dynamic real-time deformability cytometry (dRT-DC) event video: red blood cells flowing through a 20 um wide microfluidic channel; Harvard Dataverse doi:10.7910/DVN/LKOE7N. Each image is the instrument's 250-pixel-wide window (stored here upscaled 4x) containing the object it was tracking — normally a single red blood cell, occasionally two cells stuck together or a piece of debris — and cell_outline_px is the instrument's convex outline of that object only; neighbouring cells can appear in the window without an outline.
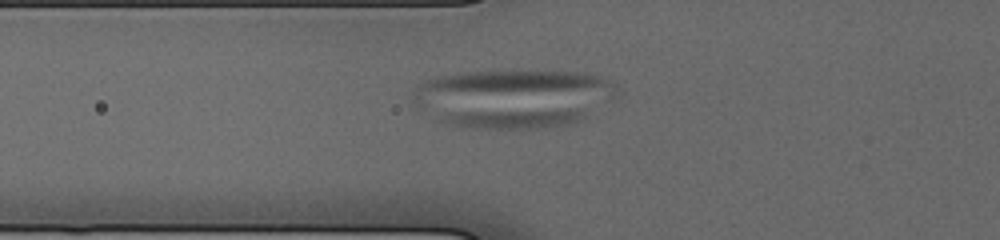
{"species": "human", "species_latin": "Homo sapiens", "temperature_condition": "cold", "stored_images_in_passage": 61, "camera_frame_rate_fps": 3000, "um_per_image_px": 0.085, "donor": {"sex": "male"}, "frame": {"image": 1, "passage_image": 13, "time_ms": 2.667, "image_size_px": [1000, 240], "cell_outline_px": [[620, 88], [616, 96], [412, 108], [412, 92], [416, 84], [440, 76], [460, 72], [576, 72], [600, 76], [612, 80]], "centroid_in_image_um": [43.28, 7.49], "position_along_channel_um": 82.5, "area_um2": 41.1}}